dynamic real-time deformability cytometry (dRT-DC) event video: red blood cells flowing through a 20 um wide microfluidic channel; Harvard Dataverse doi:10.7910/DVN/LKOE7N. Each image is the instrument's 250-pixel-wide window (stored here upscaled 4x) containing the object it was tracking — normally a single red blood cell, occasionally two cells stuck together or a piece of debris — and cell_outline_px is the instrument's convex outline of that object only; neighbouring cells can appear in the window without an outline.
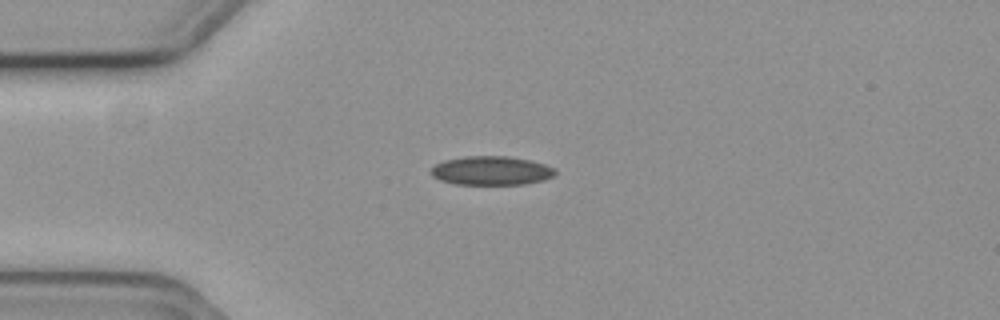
{"species": "common noctule bat (a hibernating species)", "species_latin": "Nyctalus noctula", "temperature_condition": "cold", "stored_images_in_passage": 55, "camera_frame_rate_fps": 3000, "um_per_image_px": 0.085, "animal": {"sex": "female", "body_mass_g": 19.3, "forearm_length_mm": 54.1}, "frame": {"image": 1, "passage_image": 13, "time_ms": 4.0, "image_size_px": [1000, 320], "cell_outline_px": [[556, 176], [544, 180], [524, 184], [456, 184], [440, 180], [432, 176], [428, 172], [436, 164], [444, 160], [464, 156], [508, 156], [532, 160], [556, 168]], "centroid_in_image_um": [41.78, 14.5], "position_along_channel_um": 43.2, "area_um2": 21.15}}
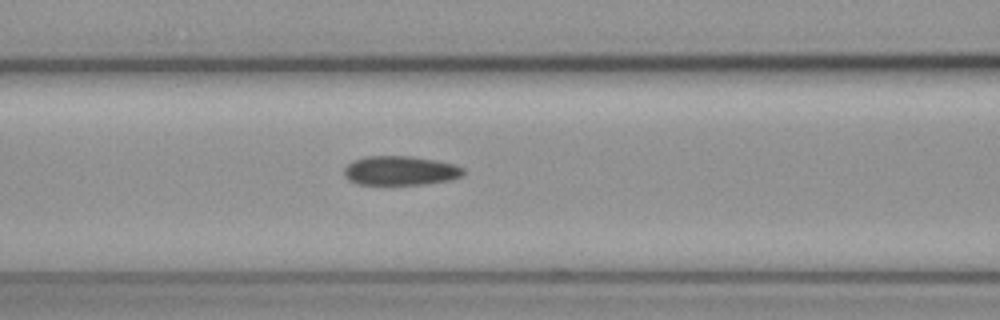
{"frame": {"image": 2, "passage_image": 22, "time_ms": 7.0, "image_size_px": [1000, 320], "cell_outline_px": [[464, 176], [452, 180], [424, 184], [356, 184], [348, 180], [344, 176], [344, 168], [348, 164], [356, 160], [368, 156], [408, 156], [436, 160], [456, 164], [464, 168]], "centroid_in_image_um": [34.07, 14.51], "position_along_channel_um": 132.5, "area_um2": 20.4}}
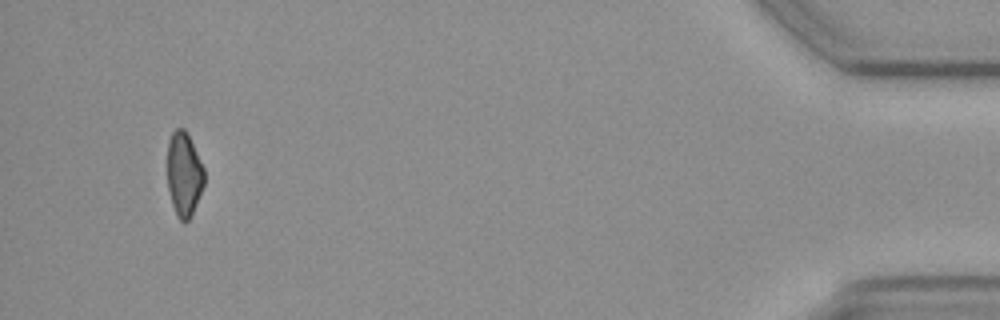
{"frame": {"image": 3, "passage_image": 52, "time_ms": 17.0, "image_size_px": [1000, 320], "cell_outline_px": [[204, 184], [192, 216], [184, 224], [176, 216], [172, 204], [168, 188], [168, 140], [172, 132], [176, 128], [184, 128], [204, 168]], "centroid_in_image_um": [15.64, 14.85], "position_along_channel_um": 419.6, "area_um2": 18.03}, "authors_computed_cell_mechanics": {"area_um2": 20.519, "velocity_mm_per_s": 3.6994, "shape_relaxation_time_tau1_ms": 5.6095, "shape_relaxation_time_tau2_ms": null, "deformation_change_tau1": 0.0855, "deformation_change_tau2": null}}